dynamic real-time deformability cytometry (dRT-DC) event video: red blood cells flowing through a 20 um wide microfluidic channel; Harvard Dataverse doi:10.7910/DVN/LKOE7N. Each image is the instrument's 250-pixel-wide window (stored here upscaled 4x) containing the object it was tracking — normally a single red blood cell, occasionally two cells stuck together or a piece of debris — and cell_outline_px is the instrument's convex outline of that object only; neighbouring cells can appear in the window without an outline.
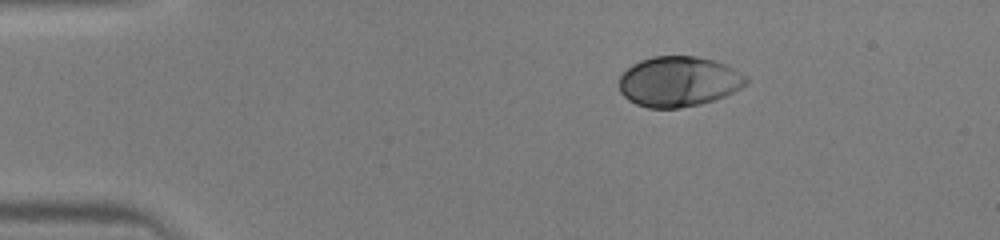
{"species": "human", "species_latin": "Homo sapiens", "temperature_condition": "warm", "stored_images_in_passage": 39, "camera_frame_rate_fps": 3000, "um_per_image_px": 0.085, "donor": {"sex": "male"}, "frame": {"image": 1, "passage_image": 1, "time_ms": 0.0, "image_size_px": [1000, 240], "cell_outline_px": [[748, 84], [724, 96], [700, 104], [680, 108], [648, 108], [636, 104], [628, 100], [620, 92], [620, 76], [632, 64], [640, 60], [652, 56], [696, 56], [712, 60], [724, 64], [748, 76]], "centroid_in_image_um": [57.68, 6.93], "position_along_channel_um": 27.3, "area_um2": 37.17}}
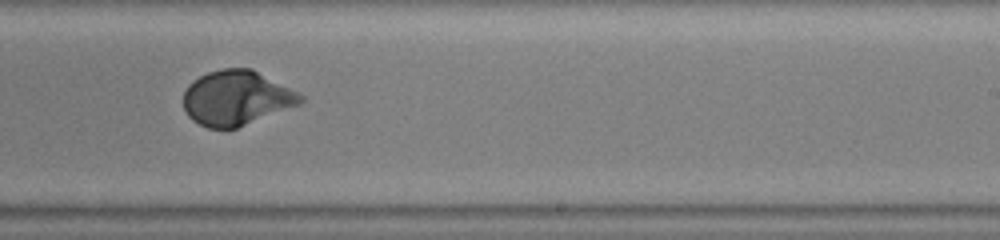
{"frame": {"image": 2, "passage_image": 22, "time_ms": 7.0, "image_size_px": [1000, 240], "cell_outline_px": [[304, 100], [300, 104], [236, 128], [208, 128], [192, 120], [188, 116], [184, 108], [184, 92], [188, 84], [192, 80], [208, 72], [224, 68], [252, 68], [304, 96]], "centroid_in_image_um": [20.07, 8.32], "position_along_channel_um": 268.9, "area_um2": 37.11}}
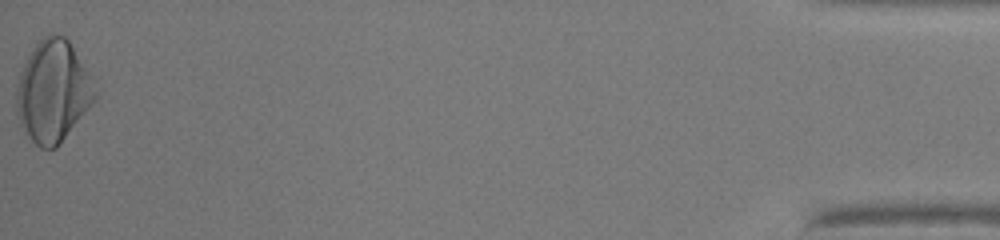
{"frame": {"image": 3, "passage_image": 39, "time_ms": 12.667, "image_size_px": [1000, 240], "cell_outline_px": [[96, 100], [60, 144], [56, 148], [40, 148], [24, 132], [16, 112], [16, 92], [20, 72], [28, 56], [36, 44], [44, 36], [52, 32], [64, 36], [68, 40], [92, 76], [96, 92]], "centroid_in_image_um": [4.51, 7.77], "position_along_channel_um": 430.7, "area_um2": 46.53}}